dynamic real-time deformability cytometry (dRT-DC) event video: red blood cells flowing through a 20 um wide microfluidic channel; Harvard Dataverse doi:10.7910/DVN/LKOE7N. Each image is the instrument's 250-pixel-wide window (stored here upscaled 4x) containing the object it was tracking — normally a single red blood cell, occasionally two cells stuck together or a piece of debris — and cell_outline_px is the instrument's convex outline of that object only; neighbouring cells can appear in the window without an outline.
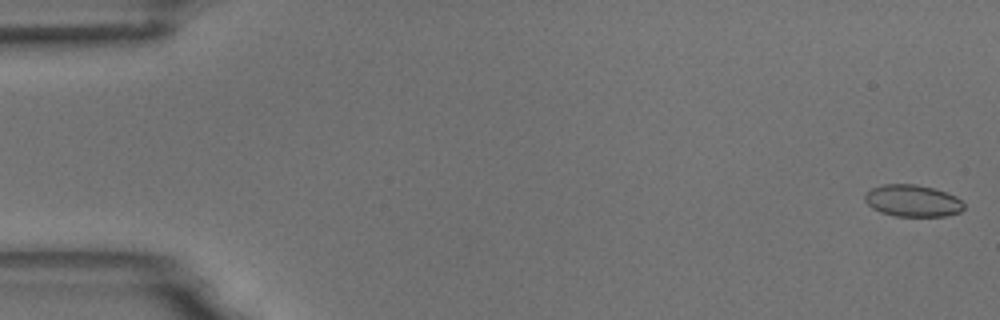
{"species": "common noctule bat (a hibernating species)", "species_latin": "Nyctalus noctula", "temperature_condition": "room temperature", "stored_images_in_passage": 56, "camera_frame_rate_fps": 3000, "um_per_image_px": 0.085, "animal": {"sex": "male", "body_mass_g": 18.8}, "frame": {"image": 1, "passage_image": 1, "time_ms": 0.0, "image_size_px": [1000, 320], "cell_outline_px": [[964, 208], [960, 212], [944, 216], [896, 216], [880, 212], [872, 208], [864, 200], [864, 192], [872, 188], [884, 184], [916, 184], [932, 188], [956, 196], [964, 204]], "centroid_in_image_um": [77.54, 17.06], "position_along_channel_um": 7.5, "area_um2": 18.38}}
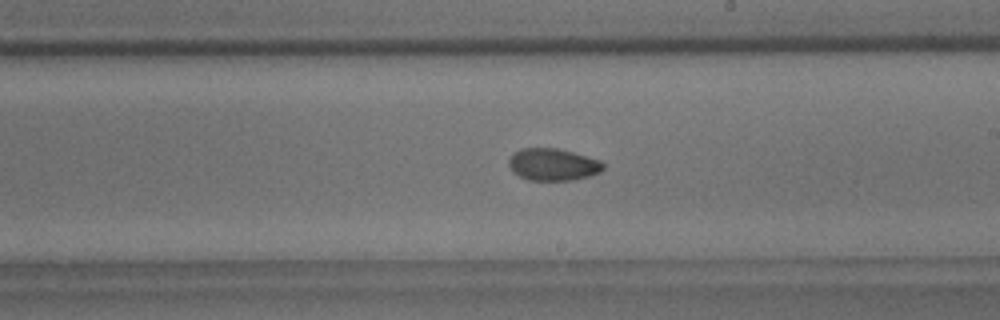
{"frame": {"image": 2, "passage_image": 32, "time_ms": 10.333, "image_size_px": [1000, 320], "cell_outline_px": [[604, 168], [600, 172], [588, 176], [572, 180], [528, 180], [512, 172], [508, 164], [508, 160], [516, 152], [524, 148], [556, 148], [572, 152], [600, 160], [604, 164]], "centroid_in_image_um": [47.0, 13.99], "position_along_channel_um": 242.0, "area_um2": 17.51}}
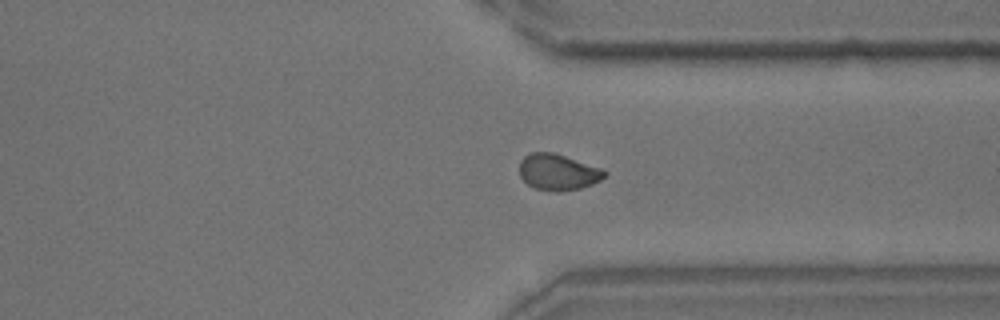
{"frame": {"image": 3, "passage_image": 42, "time_ms": 13.667, "image_size_px": [1000, 320], "cell_outline_px": [[608, 172], [600, 180], [592, 184], [580, 188], [556, 192], [536, 188], [528, 184], [520, 176], [520, 160], [524, 156], [532, 152], [552, 152], [604, 168]], "centroid_in_image_um": [47.45, 14.62], "position_along_channel_um": 364.0, "area_um2": 17.92}, "authors_computed_cell_mechanics": {"area_um2": 17.918, "velocity_mm_per_s": 3.6579, "shape_relaxation_time_tau1_ms": 9.3439, "shape_relaxation_time_tau2_ms": 1.2685, "deformation_change_tau1": 0.1366, "deformation_change_tau2": 0.0403}}